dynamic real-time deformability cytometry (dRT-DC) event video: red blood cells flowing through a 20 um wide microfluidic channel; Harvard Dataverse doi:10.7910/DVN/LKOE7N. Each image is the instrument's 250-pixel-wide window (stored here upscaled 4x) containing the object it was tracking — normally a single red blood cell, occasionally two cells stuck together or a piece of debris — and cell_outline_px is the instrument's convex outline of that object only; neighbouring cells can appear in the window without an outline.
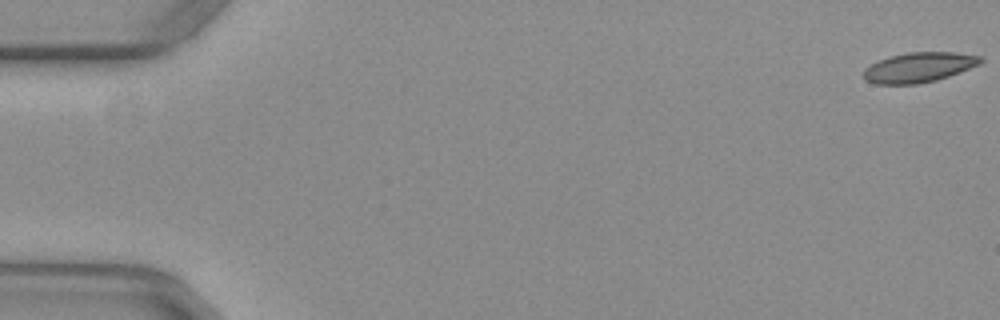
{"species": "common noctule bat (a hibernating species)", "species_latin": "Nyctalus noctula", "temperature_condition": "warm", "stored_images_in_passage": 53, "camera_frame_rate_fps": 3000, "um_per_image_px": 0.085, "animal": {"sex": "female", "body_mass_g": 29.2, "forearm_length_mm": 56.3}, "frame": {"image": 1, "passage_image": 1, "time_ms": 0.0, "image_size_px": [1000, 320], "cell_outline_px": [[984, 60], [980, 64], [948, 76], [936, 80], [916, 84], [876, 84], [864, 80], [864, 68], [888, 56], [908, 52], [956, 52], [980, 56]], "centroid_in_image_um": [78.1, 5.72], "position_along_channel_um": 6.9, "area_um2": 20.35}}
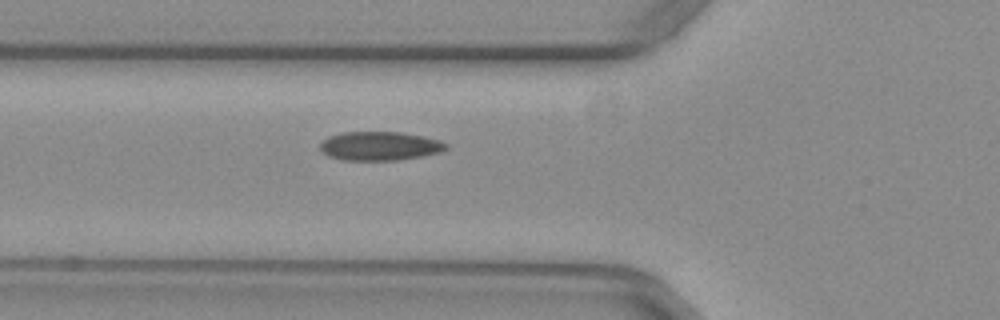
{"frame": {"image": 2, "passage_image": 20, "time_ms": 6.333, "image_size_px": [1000, 320], "cell_outline_px": [[448, 148], [440, 152], [420, 156], [396, 160], [340, 160], [328, 156], [320, 148], [320, 144], [328, 136], [340, 132], [400, 132], [424, 136], [440, 140], [448, 144]], "centroid_in_image_um": [32.27, 12.4], "position_along_channel_um": 93.5, "area_um2": 21.21}}
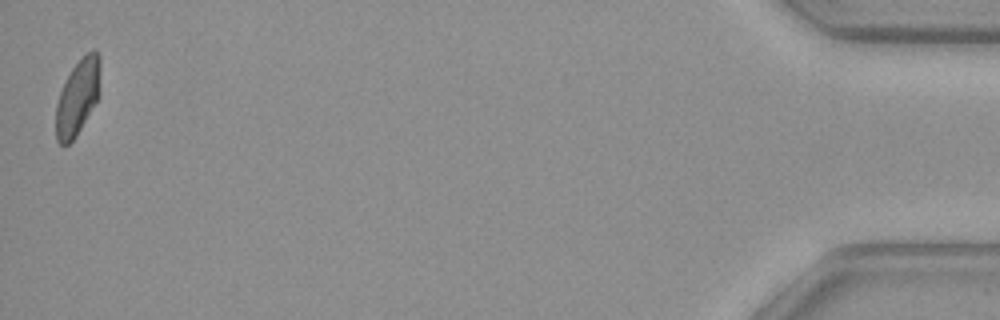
{"frame": {"image": 3, "passage_image": 53, "time_ms": 17.333, "image_size_px": [1000, 320], "cell_outline_px": [[100, 92], [96, 100], [76, 136], [68, 144], [60, 144], [56, 140], [56, 104], [60, 92], [72, 68], [88, 52], [96, 48], [100, 56]], "centroid_in_image_um": [6.61, 8.24], "position_along_channel_um": 428.6, "area_um2": 19.25}, "authors_computed_cell_mechanics": {"area_um2": 20.6346, "velocity_mm_per_s": 3.946, "shape_relaxation_time_tau1_ms": null, "shape_relaxation_time_tau2_ms": 1.9843, "deformation_change_tau1": null, "deformation_change_tau2": 0.0478}}